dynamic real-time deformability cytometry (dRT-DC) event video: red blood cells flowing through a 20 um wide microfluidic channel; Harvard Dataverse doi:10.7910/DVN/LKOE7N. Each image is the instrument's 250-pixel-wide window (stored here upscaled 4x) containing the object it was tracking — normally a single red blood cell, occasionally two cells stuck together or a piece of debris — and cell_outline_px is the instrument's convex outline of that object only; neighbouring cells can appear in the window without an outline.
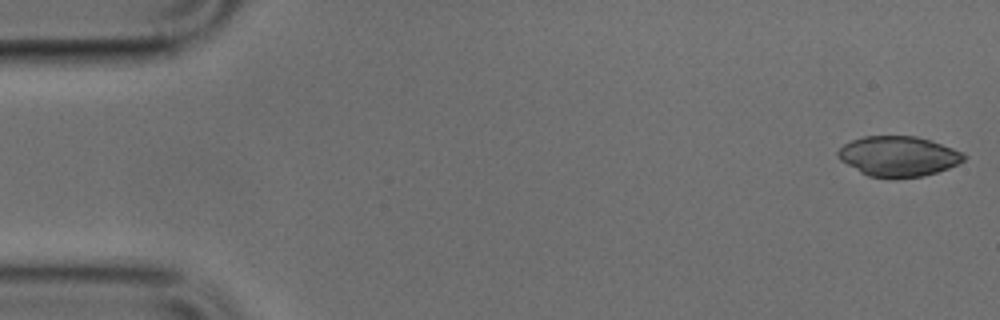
{"species": "common noctule bat (a hibernating species)", "species_latin": "Nyctalus noctula", "temperature_condition": "cold", "stored_images_in_passage": 49, "camera_frame_rate_fps": 3000, "um_per_image_px": 0.085, "animal": {"sex": "male", "body_mass_g": 17.9, "forearm_length_mm": 54.2}, "frame": {"image": 1, "passage_image": 1, "time_ms": 0.0, "image_size_px": [1000, 320], "cell_outline_px": [[968, 156], [964, 160], [948, 168], [936, 172], [920, 176], [892, 180], [868, 176], [860, 172], [840, 160], [836, 156], [836, 152], [844, 144], [852, 140], [864, 136], [916, 136], [932, 140], [964, 152]], "centroid_in_image_um": [76.36, 13.29], "position_along_channel_um": 8.6, "area_um2": 29.88}}
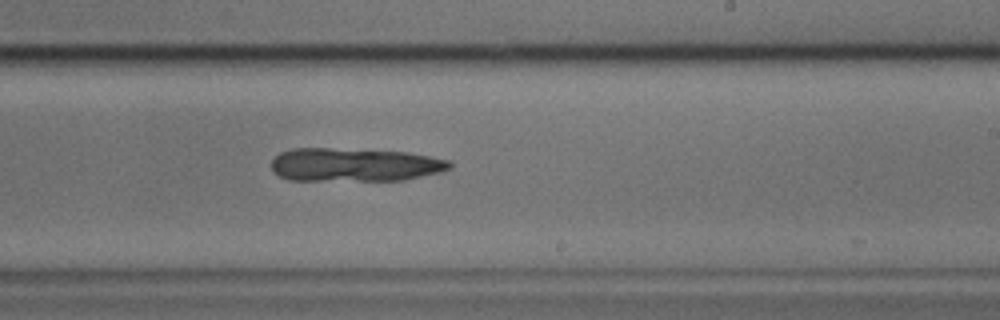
{"frame": {"image": 2, "passage_image": 29, "time_ms": 9.333, "image_size_px": [1000, 320], "cell_outline_px": [[452, 168], [444, 172], [404, 180], [288, 180], [272, 172], [272, 160], [280, 152], [292, 148], [328, 148], [408, 152], [452, 160]], "centroid_in_image_um": [30.19, 14.0], "position_along_channel_um": 258.8, "area_um2": 35.08}}
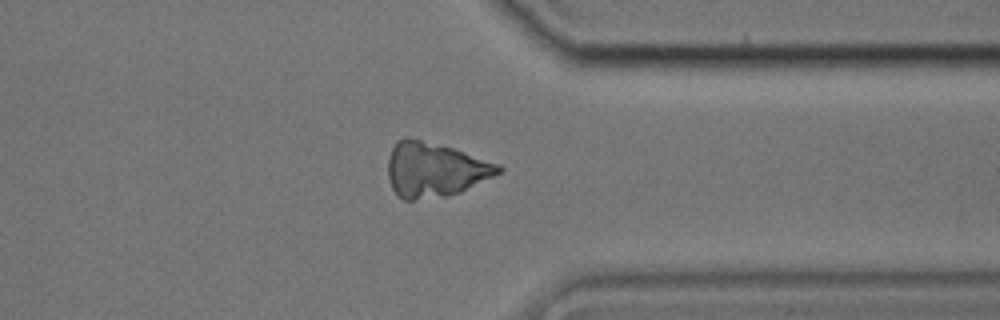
{"frame": {"image": 3, "passage_image": 38, "time_ms": 12.333, "image_size_px": [1000, 320], "cell_outline_px": [[504, 168], [500, 172], [460, 192], [448, 196], [412, 200], [404, 200], [392, 188], [388, 176], [388, 160], [392, 148], [396, 140], [404, 136], [408, 136], [452, 148], [500, 164]], "centroid_in_image_um": [36.93, 14.41], "position_along_channel_um": 374.5, "area_um2": 34.91}}